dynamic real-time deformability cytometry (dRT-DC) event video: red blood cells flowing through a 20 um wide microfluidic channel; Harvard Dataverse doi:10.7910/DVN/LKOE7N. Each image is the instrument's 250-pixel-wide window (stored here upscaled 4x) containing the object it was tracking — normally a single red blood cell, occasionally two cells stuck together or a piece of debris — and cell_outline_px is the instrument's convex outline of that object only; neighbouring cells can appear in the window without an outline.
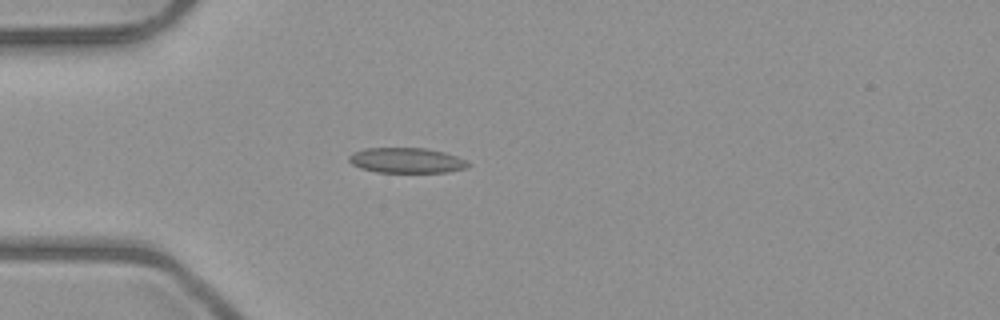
{"species": "common noctule bat (a hibernating species)", "species_latin": "Nyctalus noctula", "temperature_condition": "room temperature", "stored_images_in_passage": 3, "camera_frame_rate_fps": 3000, "um_per_image_px": 0.085, "animal": {"sex": "male", "body_mass_g": 23.1, "forearm_length_mm": 52.7}, "frame": {"image": 1, "passage_image": 3, "time_ms": 2.333, "image_size_px": [1000, 320], "cell_outline_px": [[472, 164], [468, 168], [448, 172], [376, 172], [360, 168], [352, 164], [348, 160], [348, 156], [352, 152], [364, 148], [424, 148], [444, 152], [468, 160]], "centroid_in_image_um": [34.57, 13.63], "position_along_channel_um": 50.4, "area_um2": 17.74}}